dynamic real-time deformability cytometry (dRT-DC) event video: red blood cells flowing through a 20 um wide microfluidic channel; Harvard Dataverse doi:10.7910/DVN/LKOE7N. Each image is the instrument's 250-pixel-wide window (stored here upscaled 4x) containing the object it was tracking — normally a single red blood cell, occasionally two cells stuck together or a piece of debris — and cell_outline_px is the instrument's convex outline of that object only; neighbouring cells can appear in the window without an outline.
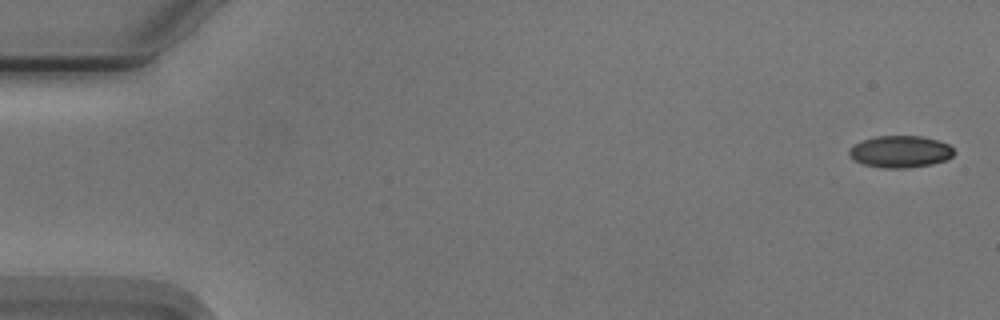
{"species": "Egyptian fruit bat (a non-hibernating species)", "species_latin": "Rousettus aegyptiacus", "temperature_condition": "cold", "stored_images_in_passage": 16, "camera_frame_rate_fps": 3000, "um_per_image_px": 0.085, "animal": {"sex": "male"}, "frame": {"image": 1, "passage_image": 1, "time_ms": 0.0, "image_size_px": [1000, 320], "cell_outline_px": [[956, 152], [952, 156], [944, 160], [932, 164], [908, 168], [880, 168], [864, 164], [856, 160], [848, 152], [856, 144], [864, 140], [876, 136], [924, 136], [948, 144]], "centroid_in_image_um": [76.57, 12.89], "position_along_channel_um": 8.4, "area_um2": 19.25}}